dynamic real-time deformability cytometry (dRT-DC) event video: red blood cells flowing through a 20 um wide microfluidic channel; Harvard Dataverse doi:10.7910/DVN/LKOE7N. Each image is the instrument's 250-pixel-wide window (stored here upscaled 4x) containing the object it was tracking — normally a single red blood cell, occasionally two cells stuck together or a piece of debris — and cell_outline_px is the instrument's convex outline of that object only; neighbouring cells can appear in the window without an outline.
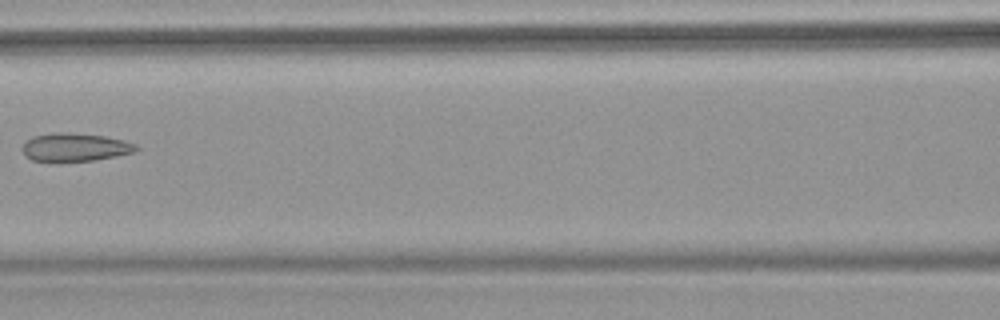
{"species": "common noctule bat (a hibernating species)", "species_latin": "Nyctalus noctula", "temperature_condition": "warm", "stored_images_in_passage": 8, "segment_of_instrument_passage": [1, 2], "camera_frame_rate_fps": 3000, "um_per_image_px": 0.085, "animal": {"sex": "female", "body_mass_g": 18.4}, "frame": {"image": 1, "passage_image": 7, "time_ms": 7.0, "image_size_px": [1000, 320], "cell_outline_px": [[140, 148], [132, 152], [116, 156], [92, 160], [32, 160], [24, 156], [20, 148], [24, 140], [32, 136], [56, 132], [68, 132], [104, 136], [124, 140], [136, 144]], "centroid_in_image_um": [6.32, 12.49], "position_along_channel_um": 160.3, "area_um2": 18.61}}